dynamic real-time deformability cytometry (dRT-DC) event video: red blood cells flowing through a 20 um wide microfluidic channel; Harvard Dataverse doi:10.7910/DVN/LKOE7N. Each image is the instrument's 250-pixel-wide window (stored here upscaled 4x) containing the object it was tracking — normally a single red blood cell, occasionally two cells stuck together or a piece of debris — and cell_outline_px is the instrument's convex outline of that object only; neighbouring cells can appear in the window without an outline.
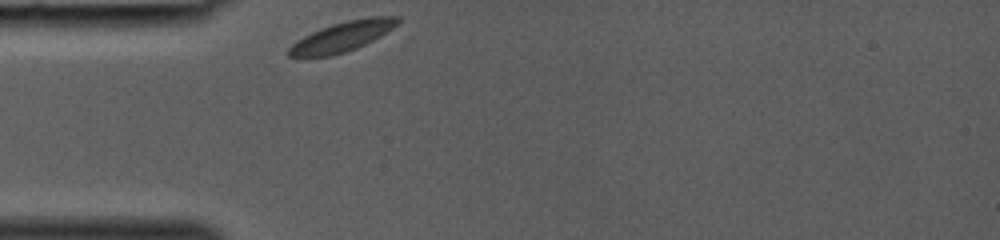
{"species": "common noctule bat (a hibernating species)", "species_latin": "Nyctalus noctula", "temperature_condition": "room temperature", "stored_images_in_passage": 1, "camera_frame_rate_fps": 3000, "um_per_image_px": 0.085, "animal": {"sex": "female", "body_mass_g": 19.0, "forearm_length_mm": 53.3}, "frame": {"image": 1, "passage_image": 1, "time_ms": 0.0, "image_size_px": [1000, 240], "cell_outline_px": [[400, 20], [392, 28], [380, 36], [356, 48], [332, 56], [288, 56], [288, 48], [292, 44], [304, 36], [320, 28], [332, 24], [348, 20], [372, 16], [400, 16]], "centroid_in_image_um": [29.1, 3.09], "position_along_channel_um": 55.9, "area_um2": 18.61}}